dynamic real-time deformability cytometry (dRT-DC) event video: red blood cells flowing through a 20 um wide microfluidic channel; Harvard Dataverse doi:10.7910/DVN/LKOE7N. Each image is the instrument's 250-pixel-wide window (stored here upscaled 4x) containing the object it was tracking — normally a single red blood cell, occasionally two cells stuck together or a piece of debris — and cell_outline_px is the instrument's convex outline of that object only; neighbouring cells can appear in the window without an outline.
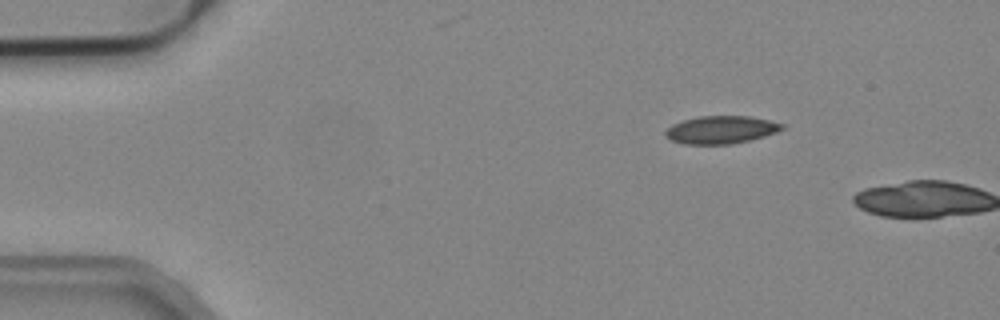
{"species": "common noctule bat (a hibernating species)", "species_latin": "Nyctalus noctula", "temperature_condition": "cold", "stored_images_in_passage": 2, "camera_frame_rate_fps": 3000, "um_per_image_px": 0.085, "animal": {"sex": "male", "body_mass_g": 19.2, "forearm_length_mm": 51.8}, "frame": {"image": 1, "passage_image": 1, "time_ms": 0.0, "image_size_px": [1000, 320], "cell_outline_px": [[784, 128], [776, 132], [764, 136], [732, 144], [684, 144], [672, 140], [664, 136], [664, 132], [672, 124], [684, 120], [700, 116], [748, 116], [768, 120], [784, 124]], "centroid_in_image_um": [61.26, 11.03], "position_along_channel_um": 23.7, "area_um2": 18.73}}